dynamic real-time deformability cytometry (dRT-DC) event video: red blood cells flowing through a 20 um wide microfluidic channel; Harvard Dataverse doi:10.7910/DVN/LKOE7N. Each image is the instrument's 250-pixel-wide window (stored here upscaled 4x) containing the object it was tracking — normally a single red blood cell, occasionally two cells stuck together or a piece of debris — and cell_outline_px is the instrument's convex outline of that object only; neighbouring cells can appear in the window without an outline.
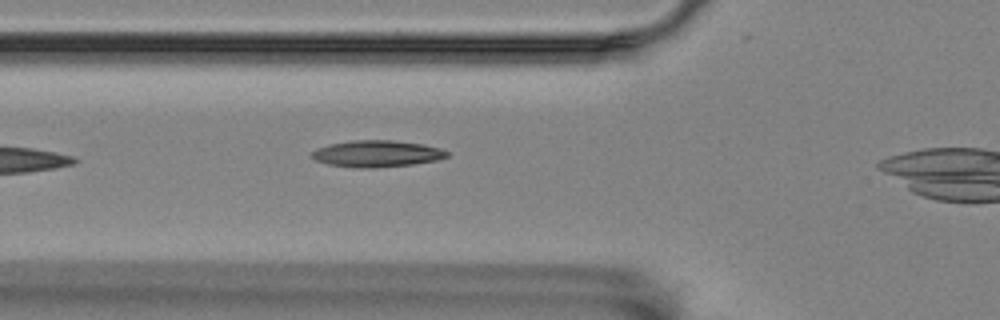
{"species": "Egyptian fruit bat (a non-hibernating species)", "species_latin": "Rousettus aegyptiacus", "temperature_condition": "room temperature", "stored_images_in_passage": 24, "camera_frame_rate_fps": 3000, "um_per_image_px": 0.085, "animal": {"sex": "female"}, "frame": {"image": 1, "passage_image": 3, "time_ms": 0.667, "image_size_px": [1000, 320], "cell_outline_px": [[448, 156], [436, 160], [412, 164], [376, 168], [352, 168], [328, 164], [316, 160], [308, 156], [316, 148], [328, 144], [352, 140], [392, 140], [424, 144], [440, 148], [448, 152]], "centroid_in_image_um": [31.98, 13.06], "position_along_channel_um": 93.8, "area_um2": 21.15}}
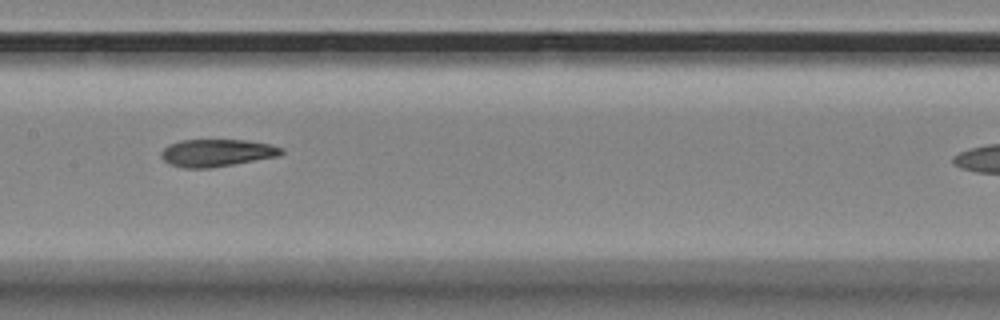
{"frame": {"image": 2, "passage_image": 11, "time_ms": 3.333, "image_size_px": [1000, 320], "cell_outline_px": [[284, 152], [276, 156], [232, 164], [208, 168], [184, 168], [172, 164], [164, 160], [160, 156], [160, 152], [168, 144], [180, 140], [248, 140], [268, 144], [284, 148]], "centroid_in_image_um": [18.39, 12.98], "position_along_channel_um": 189.0, "area_um2": 18.96}}
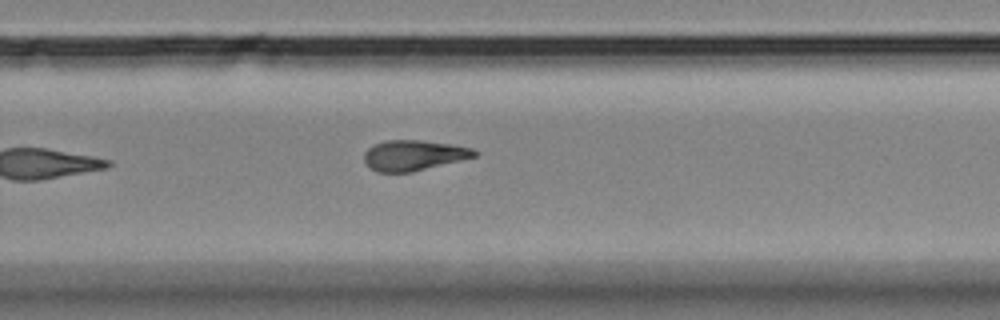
{"frame": {"image": 3, "passage_image": 20, "time_ms": 6.333, "image_size_px": [1000, 320], "cell_outline_px": [[476, 156], [412, 172], [376, 172], [364, 160], [364, 152], [368, 148], [376, 144], [388, 140], [420, 140], [452, 144], [472, 148], [476, 152]], "centroid_in_image_um": [35.15, 13.2], "position_along_channel_um": 294.7, "area_um2": 19.25}}